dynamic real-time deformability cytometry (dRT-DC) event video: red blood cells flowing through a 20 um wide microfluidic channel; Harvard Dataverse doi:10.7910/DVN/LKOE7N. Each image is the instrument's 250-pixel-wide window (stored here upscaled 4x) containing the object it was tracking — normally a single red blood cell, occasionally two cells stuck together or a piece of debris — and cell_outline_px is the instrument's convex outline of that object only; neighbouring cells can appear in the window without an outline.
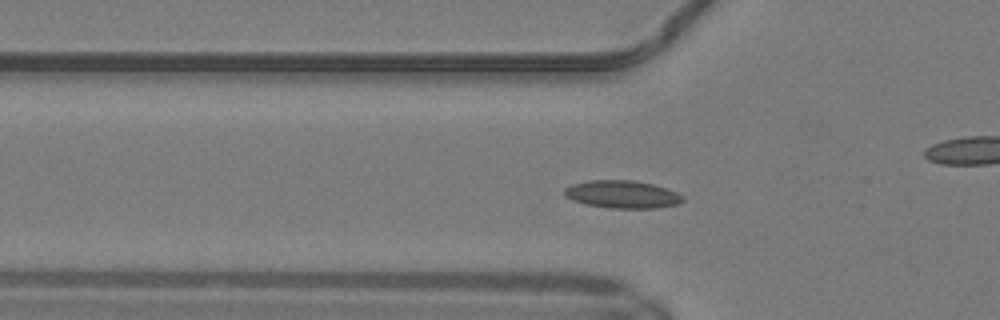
{"species": "common noctule bat (a hibernating species)", "species_latin": "Nyctalus noctula", "temperature_condition": "warm", "stored_images_in_passage": 31, "camera_frame_rate_fps": 3000, "um_per_image_px": 0.085, "animal": {"sex": "male", "body_mass_g": 19.2, "forearm_length_mm": 51.8}, "frame": {"image": 1, "passage_image": 6, "time_ms": 1.667, "image_size_px": [1000, 320], "cell_outline_px": [[684, 200], [676, 204], [656, 208], [612, 208], [584, 204], [572, 200], [564, 196], [564, 188], [572, 184], [588, 180], [632, 180], [652, 184], [676, 192], [684, 196]], "centroid_in_image_um": [52.85, 16.52], "position_along_channel_um": 73.0, "area_um2": 19.07}}
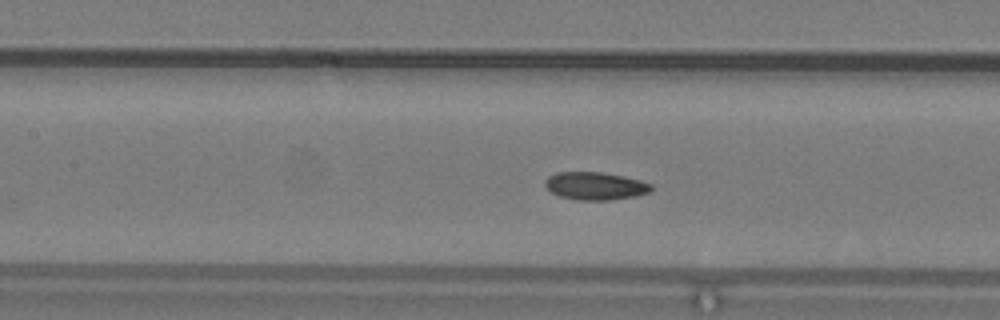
{"frame": {"image": 2, "passage_image": 12, "time_ms": 3.667, "image_size_px": [1000, 320], "cell_outline_px": [[652, 188], [648, 192], [632, 196], [612, 200], [576, 200], [560, 196], [552, 192], [544, 184], [544, 180], [548, 176], [556, 172], [604, 172], [624, 176], [640, 180], [652, 184]], "centroid_in_image_um": [50.57, 15.79], "position_along_channel_um": 156.8, "area_um2": 17.17}}
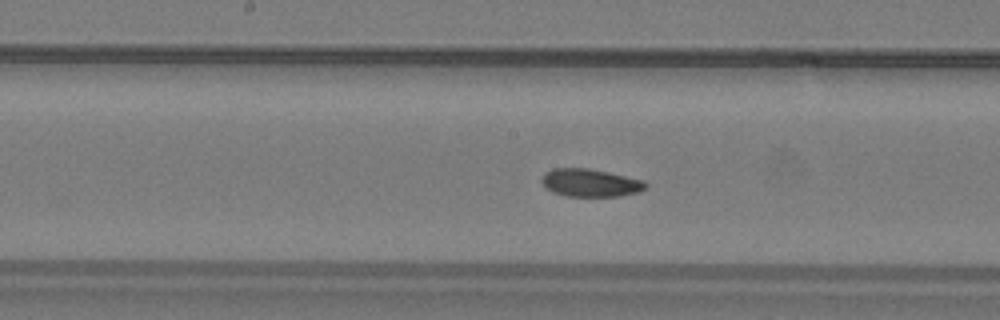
{"frame": {"image": 3, "passage_image": 15, "time_ms": 4.667, "image_size_px": [1000, 320], "cell_outline_px": [[648, 184], [640, 192], [620, 196], [564, 196], [552, 192], [540, 180], [544, 172], [552, 168], [588, 168], [644, 180]], "centroid_in_image_um": [50.16, 15.54], "position_along_channel_um": 198.0, "area_um2": 16.88}}